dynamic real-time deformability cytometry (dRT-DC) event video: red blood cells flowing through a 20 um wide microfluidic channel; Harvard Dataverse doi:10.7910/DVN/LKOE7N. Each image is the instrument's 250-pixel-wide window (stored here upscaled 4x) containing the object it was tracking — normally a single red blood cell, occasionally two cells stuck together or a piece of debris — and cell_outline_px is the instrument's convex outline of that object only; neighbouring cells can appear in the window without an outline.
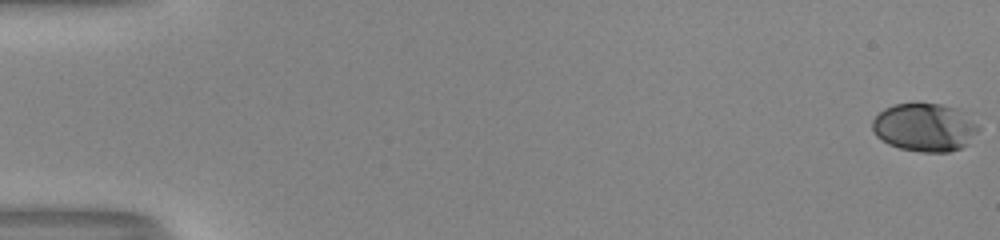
{"species": "human", "species_latin": "Homo sapiens", "temperature_condition": "room temperature", "stored_images_in_passage": 55, "camera_frame_rate_fps": 3000, "um_per_image_px": 0.085, "donor": {"sex": "male"}, "frame": {"image": 1, "passage_image": 1, "time_ms": 0.0, "image_size_px": [1000, 240], "cell_outline_px": [[980, 128], [968, 144], [960, 148], [948, 152], [920, 152], [900, 148], [888, 144], [876, 136], [872, 128], [872, 120], [884, 108], [896, 104], [916, 100], [940, 104], [956, 108], [976, 124]], "centroid_in_image_um": [78.55, 10.8], "position_along_channel_um": 6.4, "area_um2": 30.11}}
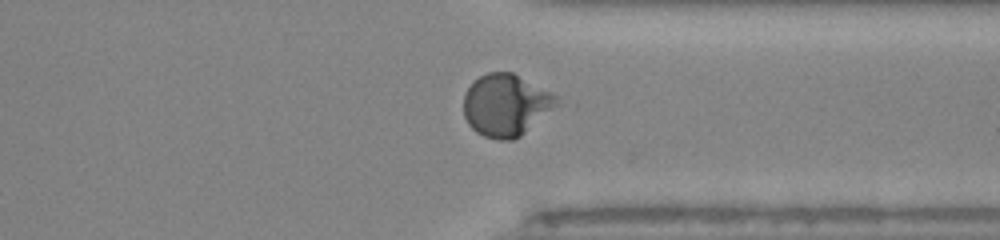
{"frame": {"image": 2, "passage_image": 43, "time_ms": 14.0, "image_size_px": [1000, 240], "cell_outline_px": [[556, 104], [520, 136], [512, 140], [500, 140], [484, 136], [476, 132], [468, 124], [464, 116], [464, 92], [480, 76], [488, 72], [512, 72], [552, 92], [556, 96]], "centroid_in_image_um": [42.95, 8.92], "position_along_channel_um": 368.5, "area_um2": 33.0}}
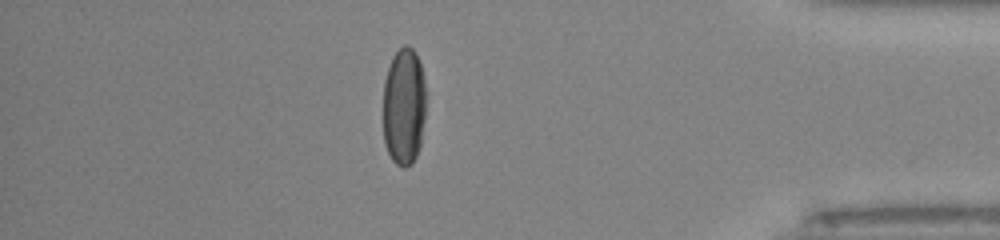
{"frame": {"image": 3, "passage_image": 48, "time_ms": 15.667, "image_size_px": [1000, 240], "cell_outline_px": [[424, 120], [420, 144], [416, 156], [412, 164], [404, 168], [396, 164], [392, 160], [388, 152], [384, 140], [384, 80], [392, 56], [404, 44], [412, 48], [416, 52], [420, 64], [424, 80]], "centroid_in_image_um": [34.32, 9.05], "position_along_channel_um": 400.9, "area_um2": 29.25}, "authors_computed_cell_mechanics": {"area_um2": 30.9808, "velocity_mm_per_s": 4.0395, "shape_relaxation_time_tau1_ms": 5.1324, "shape_relaxation_time_tau2_ms": null, "deformation_change_tau1": 0.2156, "deformation_change_tau2": null}}